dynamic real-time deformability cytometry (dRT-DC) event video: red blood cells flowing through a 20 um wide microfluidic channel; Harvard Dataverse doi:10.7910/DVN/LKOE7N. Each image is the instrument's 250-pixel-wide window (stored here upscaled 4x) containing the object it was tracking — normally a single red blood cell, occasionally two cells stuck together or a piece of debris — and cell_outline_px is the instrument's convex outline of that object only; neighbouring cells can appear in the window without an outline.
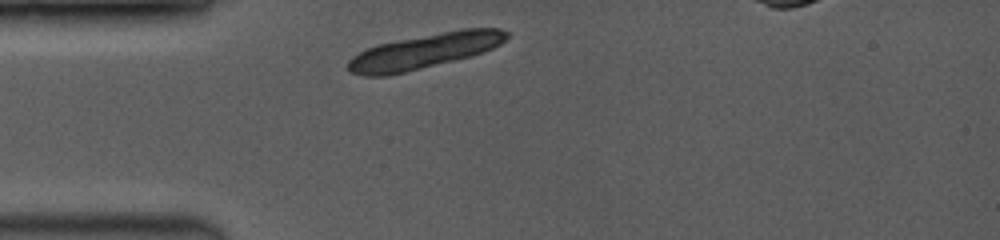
{"species": "common noctule bat (a hibernating species)", "species_latin": "Nyctalus noctula", "temperature_condition": "room temperature", "stored_images_in_passage": 16, "camera_frame_rate_fps": 3500, "um_per_image_px": 0.085, "animal": {"sex": "female", "body_mass_g": 19.0, "forearm_length_mm": 53.3}, "frame": {"image": 1, "passage_image": 1, "time_ms": 0.0, "image_size_px": [1000, 240], "cell_outline_px": [[508, 36], [500, 44], [492, 48], [468, 56], [388, 76], [364, 76], [352, 72], [348, 68], [348, 60], [352, 56], [376, 44], [460, 28], [500, 28], [508, 32]], "centroid_in_image_um": [36.05, 4.32], "position_along_channel_um": 48.9, "area_um2": 31.73}, "authors_computed_cell_mechanics": {"area_um2": 19.1896, "velocity_mm_per_s": 3.9744, "shape_relaxation_time_tau1_ms": 0.9053, "shape_relaxation_time_tau2_ms": null, "deformation_change_tau1": 0.0712, "deformation_change_tau2": null}}